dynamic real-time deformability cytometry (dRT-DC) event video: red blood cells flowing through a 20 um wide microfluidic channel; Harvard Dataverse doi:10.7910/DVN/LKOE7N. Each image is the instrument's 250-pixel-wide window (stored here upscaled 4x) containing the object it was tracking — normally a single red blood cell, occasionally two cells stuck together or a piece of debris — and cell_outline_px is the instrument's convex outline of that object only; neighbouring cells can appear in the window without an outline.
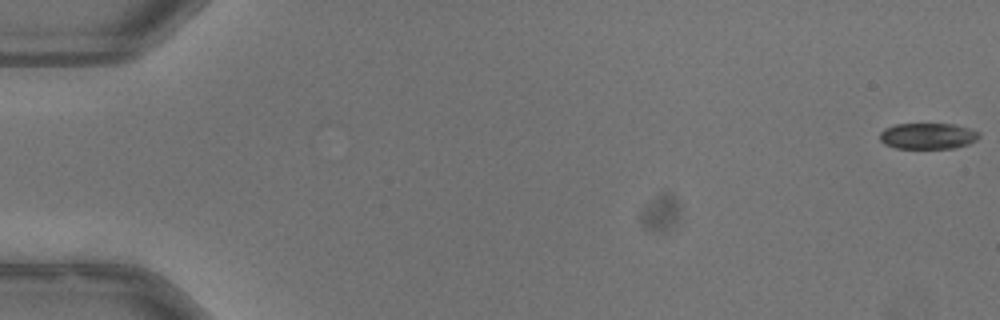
{"species": "common noctule bat (a hibernating species)", "species_latin": "Nyctalus noctula", "temperature_condition": "warm", "stored_images_in_passage": 11, "camera_frame_rate_fps": 3000, "um_per_image_px": 0.085, "animal": {"sex": "male", "body_mass_g": 13.3}, "frame": {"image": 1, "passage_image": 1, "time_ms": 0.0, "image_size_px": [1000, 320], "cell_outline_px": [[980, 136], [976, 140], [968, 144], [956, 148], [896, 148], [884, 144], [880, 140], [880, 132], [884, 128], [896, 124], [952, 124], [968, 128], [980, 132]], "centroid_in_image_um": [78.86, 11.56], "position_along_channel_um": 6.1, "area_um2": 15.09}}